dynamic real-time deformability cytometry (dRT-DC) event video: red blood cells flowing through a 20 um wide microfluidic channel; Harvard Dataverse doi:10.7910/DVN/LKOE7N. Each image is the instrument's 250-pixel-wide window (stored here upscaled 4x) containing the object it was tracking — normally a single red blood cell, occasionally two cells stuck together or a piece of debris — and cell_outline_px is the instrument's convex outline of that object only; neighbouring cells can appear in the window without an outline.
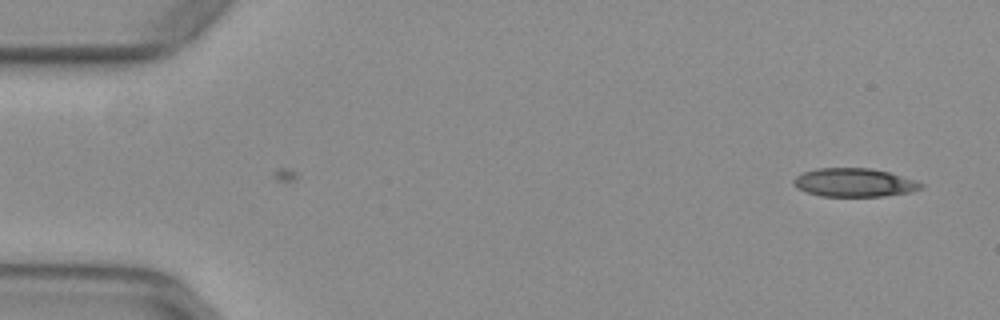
{"species": "common noctule bat (a hibernating species)", "species_latin": "Nyctalus noctula", "temperature_condition": "warm", "stored_images_in_passage": 19, "camera_frame_rate_fps": 3000, "um_per_image_px": 0.085, "animal": {"sex": "female", "body_mass_g": 29.2, "forearm_length_mm": 56.3}, "frame": {"image": 1, "passage_image": 19, "time_ms": 6.0, "image_size_px": [1000, 320], "cell_outline_px": [[924, 188], [912, 192], [884, 196], [820, 196], [796, 188], [792, 180], [796, 176], [804, 172], [816, 168], [872, 168], [888, 172], [916, 180], [924, 184]], "centroid_in_image_um": [72.64, 15.52], "position_along_channel_um": 12.4, "area_um2": 21.27}}